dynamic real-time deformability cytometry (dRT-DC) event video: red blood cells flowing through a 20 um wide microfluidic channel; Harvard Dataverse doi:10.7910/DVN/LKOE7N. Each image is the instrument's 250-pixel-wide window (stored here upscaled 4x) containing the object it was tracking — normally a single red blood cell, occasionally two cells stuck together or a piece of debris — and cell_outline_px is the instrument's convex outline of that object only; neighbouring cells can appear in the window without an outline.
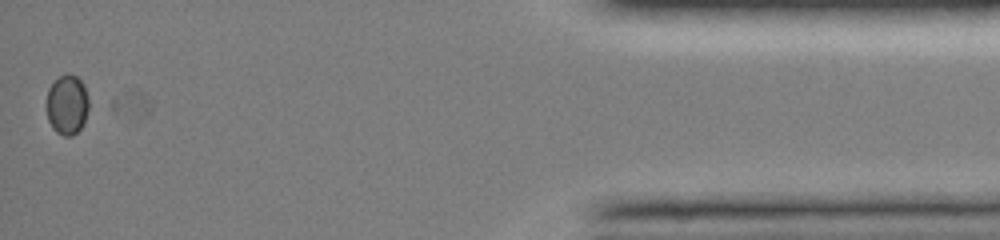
{"species": "common noctule bat (a hibernating species)", "species_latin": "Nyctalus noctula", "temperature_condition": "room temperature", "stored_images_in_passage": 42, "camera_frame_rate_fps": 3000, "um_per_image_px": 0.085, "animal": {"sex": "female", "body_mass_g": 19.0, "forearm_length_mm": 51.5}, "frame": {"image": 1, "passage_image": 41, "time_ms": 14.0, "image_size_px": [1000, 240], "cell_outline_px": [[88, 108], [84, 124], [72, 136], [64, 136], [56, 132], [52, 128], [48, 120], [44, 104], [48, 88], [60, 76], [68, 72], [76, 76], [84, 84], [88, 96]], "centroid_in_image_um": [5.67, 8.9], "position_along_channel_um": 429.5, "area_um2": 15.14}}